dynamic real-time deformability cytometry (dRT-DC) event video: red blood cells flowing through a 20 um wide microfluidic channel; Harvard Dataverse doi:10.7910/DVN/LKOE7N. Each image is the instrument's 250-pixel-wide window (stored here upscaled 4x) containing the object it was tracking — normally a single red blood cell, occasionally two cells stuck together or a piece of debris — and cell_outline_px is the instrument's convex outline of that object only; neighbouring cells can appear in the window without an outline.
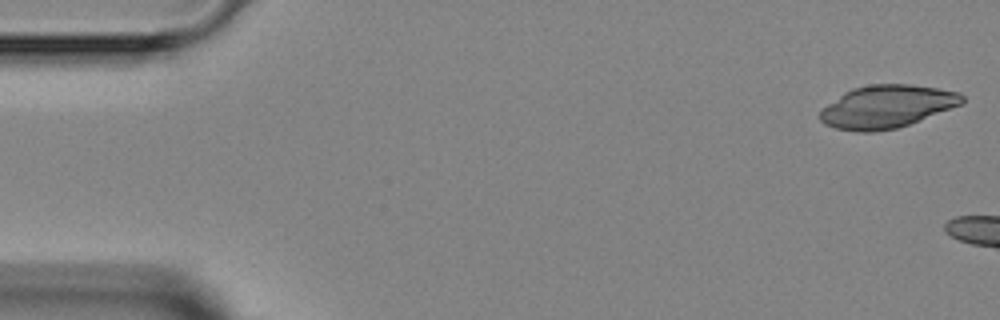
{"species": "Egyptian fruit bat (a non-hibernating species)", "species_latin": "Rousettus aegyptiacus", "temperature_condition": "room temperature", "stored_images_in_passage": 2, "camera_frame_rate_fps": 3000, "um_per_image_px": 0.085, "animal": {"sex": "female"}, "frame": {"image": 1, "passage_image": 1, "time_ms": 0.0, "image_size_px": [1000, 320], "cell_outline_px": [[964, 100], [960, 104], [908, 124], [896, 128], [872, 132], [856, 132], [836, 128], [824, 124], [820, 120], [820, 112], [828, 104], [844, 92], [852, 88], [872, 84], [908, 84], [936, 88], [960, 92], [964, 96]], "centroid_in_image_um": [75.34, 9.06], "position_along_channel_um": 9.7, "area_um2": 34.97}}